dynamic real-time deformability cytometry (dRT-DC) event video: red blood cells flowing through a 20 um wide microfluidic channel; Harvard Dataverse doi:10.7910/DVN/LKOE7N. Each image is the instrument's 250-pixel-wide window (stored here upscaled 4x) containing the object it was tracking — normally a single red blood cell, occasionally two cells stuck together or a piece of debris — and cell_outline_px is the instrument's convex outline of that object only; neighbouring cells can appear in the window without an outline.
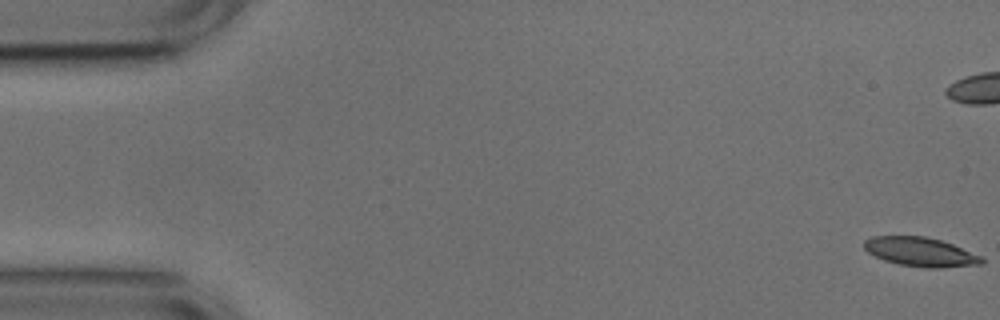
{"species": "common noctule bat (a hibernating species)", "species_latin": "Nyctalus noctula", "temperature_condition": "cold", "stored_images_in_passage": 54, "camera_frame_rate_fps": 3000, "um_per_image_px": 0.085, "animal": {"sex": "male", "body_mass_g": 17.9, "forearm_length_mm": 54.2}, "frame": {"image": 1, "passage_image": 1, "time_ms": 0.0, "image_size_px": [1000, 320], "cell_outline_px": [[984, 264], [940, 268], [924, 268], [900, 264], [884, 260], [868, 252], [864, 248], [864, 240], [872, 236], [924, 236], [940, 240], [952, 244], [984, 256]], "centroid_in_image_um": [78.29, 21.42], "position_along_channel_um": 6.7, "area_um2": 20.06}, "authors_computed_cell_mechanics": {"area_um2": 20.5479, "velocity_mm_per_s": 3.7504, "shape_relaxation_time_tau1_ms": 6.9483, "shape_relaxation_time_tau2_ms": 3.052, "deformation_change_tau1": 0.1668, "deformation_change_tau2": 0.1042}}